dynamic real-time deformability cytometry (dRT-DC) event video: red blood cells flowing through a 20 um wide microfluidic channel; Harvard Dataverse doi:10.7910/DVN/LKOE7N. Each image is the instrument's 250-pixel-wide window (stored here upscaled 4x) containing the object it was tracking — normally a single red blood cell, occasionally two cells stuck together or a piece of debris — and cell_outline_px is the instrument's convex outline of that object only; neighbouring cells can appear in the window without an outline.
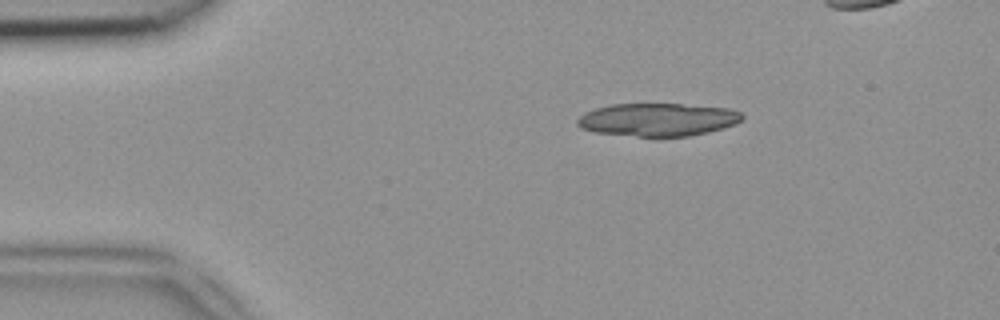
{"species": "common noctule bat (a hibernating species)", "species_latin": "Nyctalus noctula", "temperature_condition": "room temperature", "stored_images_in_passage": 37, "segment_of_instrument_passage": [1, 2], "camera_frame_rate_fps": 3000, "um_per_image_px": 0.085, "animal": {"sex": "female", "body_mass_g": 18.4}, "frame": {"image": 1, "passage_image": 1, "time_ms": 0.0, "image_size_px": [1000, 320], "cell_outline_px": [[744, 120], [736, 124], [724, 128], [708, 132], [688, 136], [656, 140], [596, 132], [580, 128], [576, 124], [576, 120], [584, 112], [596, 108], [612, 104], [680, 104], [728, 108], [740, 112], [744, 116]], "centroid_in_image_um": [55.9, 10.21], "position_along_channel_um": 29.1, "area_um2": 32.71}}